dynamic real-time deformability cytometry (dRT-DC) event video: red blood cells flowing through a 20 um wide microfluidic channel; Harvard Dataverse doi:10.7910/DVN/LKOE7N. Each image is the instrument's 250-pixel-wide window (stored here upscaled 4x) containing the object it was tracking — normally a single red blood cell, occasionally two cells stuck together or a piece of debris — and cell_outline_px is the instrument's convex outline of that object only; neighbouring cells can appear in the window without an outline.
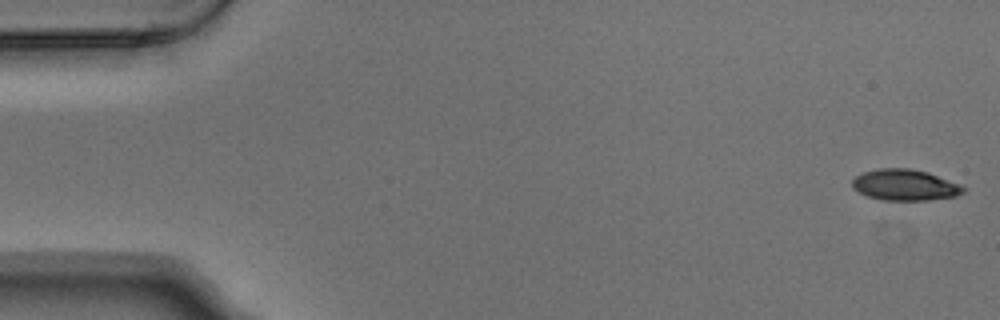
{"species": "Egyptian fruit bat (a non-hibernating species)", "species_latin": "Rousettus aegyptiacus", "temperature_condition": "warm", "stored_images_in_passage": 7, "camera_frame_rate_fps": 3000, "um_per_image_px": 0.085, "animal": {"sex": "male"}, "frame": {"image": 1, "passage_image": 1, "time_ms": 0.0, "image_size_px": [1000, 320], "cell_outline_px": [[968, 188], [964, 192], [956, 196], [928, 200], [880, 200], [868, 196], [852, 188], [852, 180], [856, 176], [864, 172], [880, 168], [908, 168], [928, 172], [960, 184]], "centroid_in_image_um": [76.94, 15.72], "position_along_channel_um": 8.1, "area_um2": 20.17}}
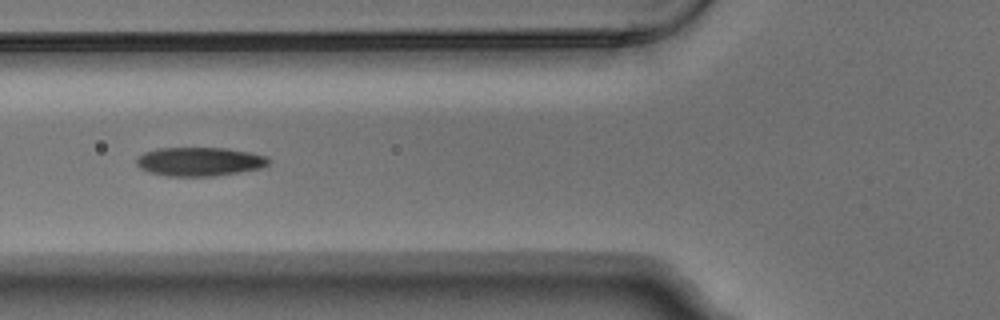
{"frame": {"image": 2, "passage_image": 6, "time_ms": 1.667, "image_size_px": [1000, 320], "cell_outline_px": [[272, 160], [268, 164], [260, 168], [212, 176], [168, 176], [152, 172], [140, 168], [136, 164], [136, 160], [144, 152], [160, 148], [228, 148], [252, 152], [268, 156]], "centroid_in_image_um": [17.01, 13.72], "position_along_channel_um": 108.8, "area_um2": 22.08}}
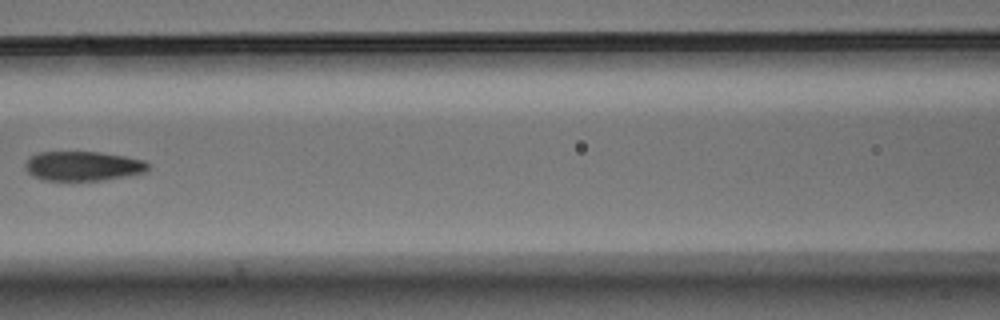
{"frame": {"image": 3, "passage_image": 7, "time_ms": 2.0, "image_size_px": [1000, 320], "cell_outline_px": [[152, 164], [144, 172], [124, 176], [100, 180], [44, 180], [32, 176], [24, 168], [24, 164], [32, 156], [40, 152], [100, 152], [124, 156], [144, 160]], "centroid_in_image_um": [7.05, 14.11], "position_along_channel_um": 159.6, "area_um2": 20.98}}